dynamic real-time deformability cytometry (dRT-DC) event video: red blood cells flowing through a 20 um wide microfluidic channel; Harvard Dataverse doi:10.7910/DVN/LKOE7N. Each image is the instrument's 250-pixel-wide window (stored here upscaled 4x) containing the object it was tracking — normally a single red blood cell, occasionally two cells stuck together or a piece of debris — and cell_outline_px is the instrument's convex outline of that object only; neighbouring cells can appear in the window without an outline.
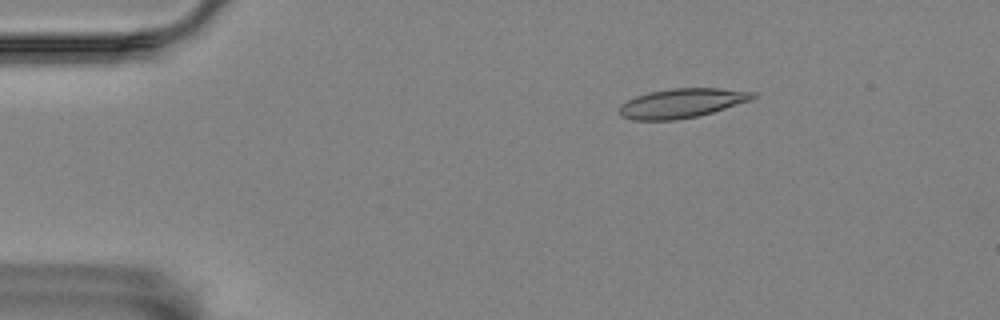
{"species": "Egyptian fruit bat (a non-hibernating species)", "species_latin": "Rousettus aegyptiacus", "temperature_condition": "room temperature", "stored_images_in_passage": 56, "camera_frame_rate_fps": 3000, "um_per_image_px": 0.085, "animal": {"sex": "female"}, "frame": {"image": 1, "passage_image": 9, "time_ms": 2.667, "image_size_px": [1000, 320], "cell_outline_px": [[756, 96], [752, 100], [712, 112], [696, 116], [676, 120], [632, 120], [620, 116], [620, 104], [636, 96], [648, 92], [672, 88], [720, 88], [756, 92]], "centroid_in_image_um": [57.95, 8.76], "position_along_channel_um": 27.0, "area_um2": 22.83}}
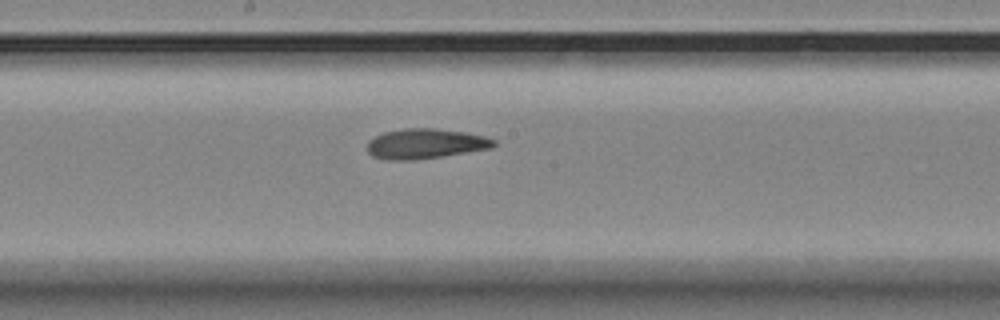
{"frame": {"image": 2, "passage_image": 30, "time_ms": 9.667, "image_size_px": [1000, 320], "cell_outline_px": [[496, 144], [492, 148], [416, 160], [384, 160], [372, 156], [368, 152], [368, 140], [384, 132], [404, 128], [432, 128], [464, 132], [484, 136], [496, 140]], "centroid_in_image_um": [36.14, 12.22], "position_along_channel_um": 212.1, "area_um2": 22.14}}
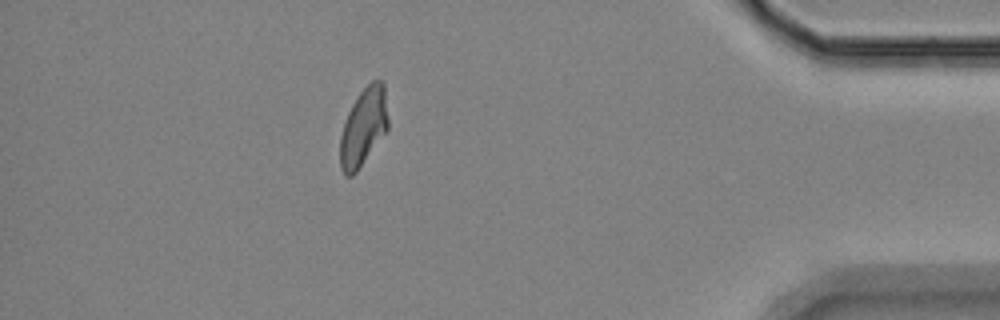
{"frame": {"image": 3, "passage_image": 50, "time_ms": 16.333, "image_size_px": [1000, 320], "cell_outline_px": [[388, 128], [356, 172], [352, 176], [344, 176], [340, 168], [340, 136], [348, 112], [352, 104], [360, 92], [372, 80], [384, 80], [388, 116]], "centroid_in_image_um": [30.89, 10.78], "position_along_channel_um": 404.3, "area_um2": 21.68}, "authors_computed_cell_mechanics": {"area_um2": 22.0507, "velocity_mm_per_s": 3.5154, "shape_relaxation_time_tau1_ms": null, "shape_relaxation_time_tau2_ms": 2.445, "deformation_change_tau1": null, "deformation_change_tau2": 0.1018}}